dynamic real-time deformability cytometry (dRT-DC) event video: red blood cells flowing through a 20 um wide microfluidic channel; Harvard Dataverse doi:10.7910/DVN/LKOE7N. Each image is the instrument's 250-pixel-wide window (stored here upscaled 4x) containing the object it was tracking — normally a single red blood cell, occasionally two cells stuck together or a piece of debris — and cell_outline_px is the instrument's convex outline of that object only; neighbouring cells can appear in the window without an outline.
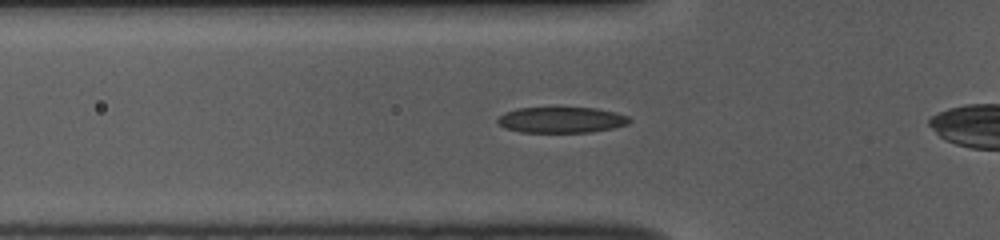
{"species": "common noctule bat (a hibernating species)", "species_latin": "Nyctalus noctula", "temperature_condition": "room temperature", "stored_images_in_passage": 30, "camera_frame_rate_fps": 3000, "um_per_image_px": 0.085, "animal": {"sex": "female", "body_mass_g": 10.0, "forearm_length_mm": 53.1}, "frame": {"image": 1, "passage_image": 4, "time_ms": 1.0, "image_size_px": [1000, 240], "cell_outline_px": [[632, 120], [628, 124], [612, 128], [588, 132], [520, 132], [508, 128], [500, 124], [496, 120], [504, 112], [516, 108], [596, 108], [616, 112], [628, 116]], "centroid_in_image_um": [47.74, 10.18], "position_along_channel_um": 78.1, "area_um2": 19.71}}
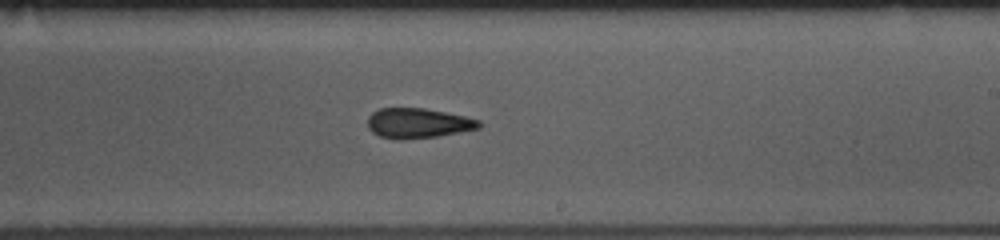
{"frame": {"image": 2, "passage_image": 18, "time_ms": 5.667, "image_size_px": [1000, 240], "cell_outline_px": [[480, 128], [436, 136], [380, 136], [372, 132], [368, 128], [368, 116], [372, 112], [380, 108], [424, 108], [464, 116], [480, 120]], "centroid_in_image_um": [35.54, 10.41], "position_along_channel_um": 253.5, "area_um2": 18.5}}
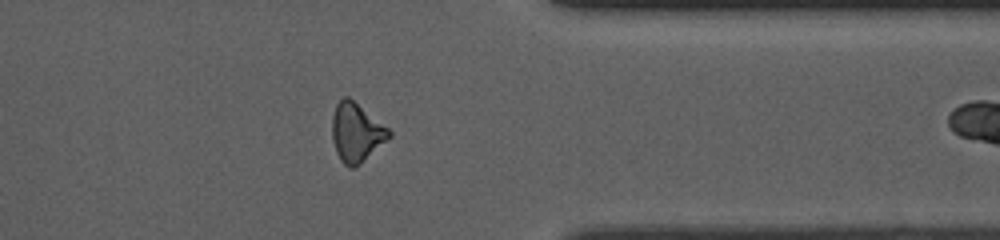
{"frame": {"image": 3, "passage_image": 29, "time_ms": 9.333, "image_size_px": [1000, 240], "cell_outline_px": [[392, 136], [388, 140], [360, 164], [352, 168], [348, 168], [340, 160], [336, 152], [332, 140], [332, 116], [336, 104], [344, 96], [348, 96], [388, 128], [392, 132]], "centroid_in_image_um": [30.28, 11.28], "position_along_channel_um": 381.1, "area_um2": 19.54}}